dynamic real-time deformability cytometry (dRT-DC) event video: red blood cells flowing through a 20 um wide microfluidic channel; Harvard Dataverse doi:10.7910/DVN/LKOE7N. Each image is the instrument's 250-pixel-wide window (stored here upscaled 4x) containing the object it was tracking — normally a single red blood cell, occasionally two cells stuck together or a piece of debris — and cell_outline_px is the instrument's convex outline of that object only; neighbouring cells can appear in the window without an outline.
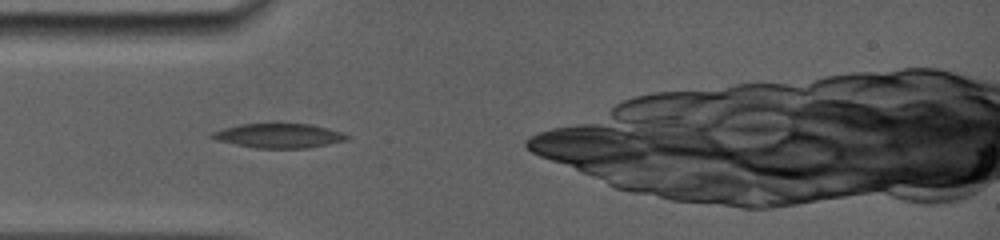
{"species": "common noctule bat (a hibernating species)", "species_latin": "Nyctalus noctula", "temperature_condition": "room temperature", "stored_images_in_passage": 5, "camera_frame_rate_fps": 5000, "um_per_image_px": 0.085, "animal": {"sex": "female", "body_mass_g": 19.0, "forearm_length_mm": 56.7}, "frame": {"image": 1, "passage_image": 3, "time_ms": 0.8, "image_size_px": [1000, 240], "cell_outline_px": [[348, 140], [308, 148], [256, 148], [216, 140], [208, 136], [212, 132], [224, 128], [240, 124], [312, 124], [328, 128], [340, 132], [348, 136]], "centroid_in_image_um": [23.69, 11.54], "position_along_channel_um": 61.3, "area_um2": 19.02}}